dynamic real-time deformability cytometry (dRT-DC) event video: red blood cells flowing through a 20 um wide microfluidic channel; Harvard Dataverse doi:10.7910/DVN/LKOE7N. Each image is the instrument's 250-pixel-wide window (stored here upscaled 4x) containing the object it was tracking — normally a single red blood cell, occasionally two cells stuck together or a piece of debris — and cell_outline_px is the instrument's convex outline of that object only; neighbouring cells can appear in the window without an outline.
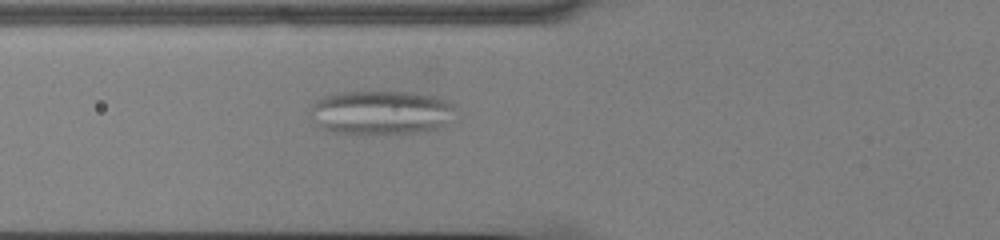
{"species": "common noctule bat (a hibernating species)", "species_latin": "Nyctalus noctula", "temperature_condition": "cold", "stored_images_in_passage": 46, "camera_frame_rate_fps": 3000, "um_per_image_px": 0.085, "animal": {"sex": "male", "body_mass_g": 13.0, "forearm_length_mm": 53.1}, "frame": {"image": 1, "passage_image": 12, "time_ms": 3.667, "image_size_px": [1000, 240], "cell_outline_px": [[460, 120], [424, 132], [368, 136], [332, 132], [324, 128], [308, 112], [312, 104], [316, 100], [324, 96], [340, 92], [412, 92], [436, 96], [448, 100], [452, 104]], "centroid_in_image_um": [32.49, 9.59], "position_along_channel_um": 93.3, "area_um2": 38.55}}
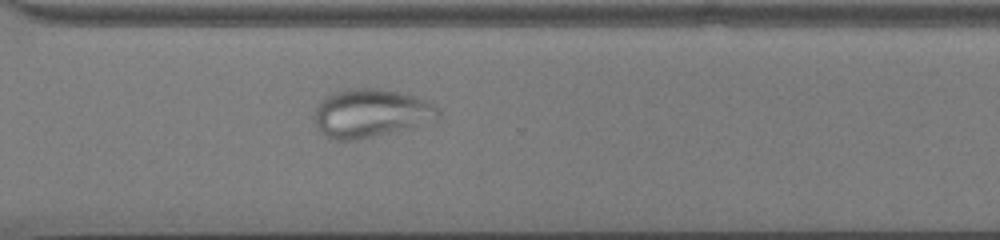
{"frame": {"image": 2, "passage_image": 32, "time_ms": 10.333, "image_size_px": [1000, 240], "cell_outline_px": [[440, 116], [432, 124], [352, 140], [328, 140], [324, 136], [316, 124], [316, 108], [320, 100], [324, 96], [336, 92], [352, 88], [380, 88], [412, 96], [424, 100], [432, 104], [440, 112]], "centroid_in_image_um": [31.54, 9.64], "position_along_channel_um": 339.1, "area_um2": 34.91}}
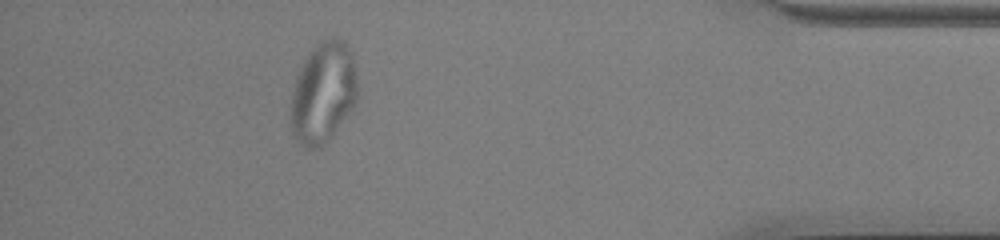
{"frame": {"image": 3, "passage_image": 41, "time_ms": 13.333, "image_size_px": [1000, 240], "cell_outline_px": [[356, 100], [352, 108], [332, 136], [328, 140], [316, 148], [308, 148], [300, 144], [296, 140], [292, 132], [288, 116], [292, 92], [296, 76], [304, 60], [312, 48], [316, 44], [328, 36], [336, 36], [344, 40], [352, 52], [356, 76]], "centroid_in_image_um": [27.44, 7.85], "position_along_channel_um": 407.8, "area_um2": 39.65}}